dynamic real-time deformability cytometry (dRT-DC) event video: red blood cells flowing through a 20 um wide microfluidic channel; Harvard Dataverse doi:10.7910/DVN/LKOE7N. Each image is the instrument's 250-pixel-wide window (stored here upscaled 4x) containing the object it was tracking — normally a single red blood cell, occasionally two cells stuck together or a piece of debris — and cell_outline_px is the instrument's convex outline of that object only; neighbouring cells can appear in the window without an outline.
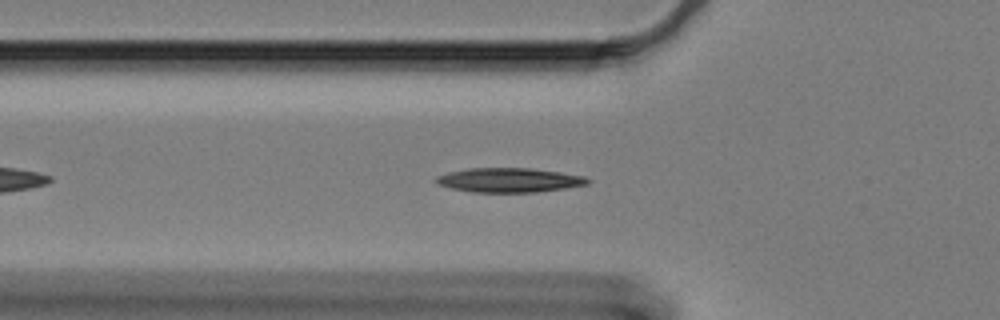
{"species": "Egyptian fruit bat (a non-hibernating species)", "species_latin": "Rousettus aegyptiacus", "temperature_condition": "cold", "stored_images_in_passage": 44, "camera_frame_rate_fps": 3000, "um_per_image_px": 0.085, "animal": {"sex": "female"}, "frame": {"image": 1, "passage_image": 9, "time_ms": 2.667, "image_size_px": [1000, 320], "cell_outline_px": [[592, 180], [588, 184], [564, 188], [536, 192], [472, 192], [452, 188], [440, 184], [436, 180], [436, 176], [448, 172], [468, 168], [528, 168], [560, 172], [584, 176]], "centroid_in_image_um": [43.3, 15.3], "position_along_channel_um": 82.5, "area_um2": 21.33}}
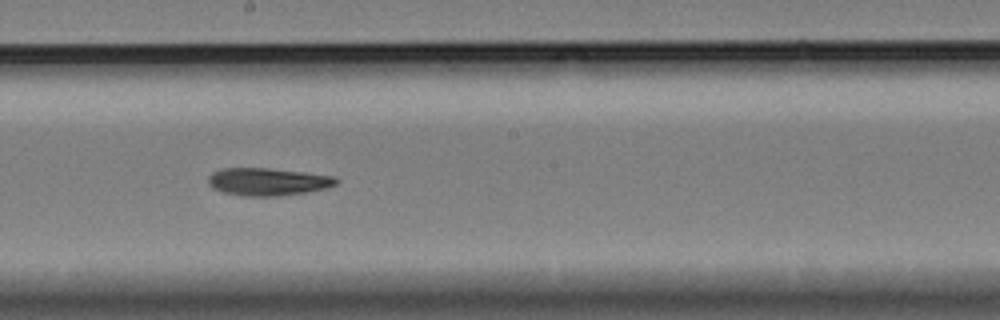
{"frame": {"image": 2, "passage_image": 22, "time_ms": 7.0, "image_size_px": [1000, 320], "cell_outline_px": [[340, 180], [336, 184], [328, 188], [308, 192], [280, 196], [244, 196], [224, 192], [212, 188], [208, 184], [208, 176], [212, 172], [224, 168], [268, 168], [304, 172], [336, 176]], "centroid_in_image_um": [22.8, 15.45], "position_along_channel_um": 225.4, "area_um2": 20.81}}
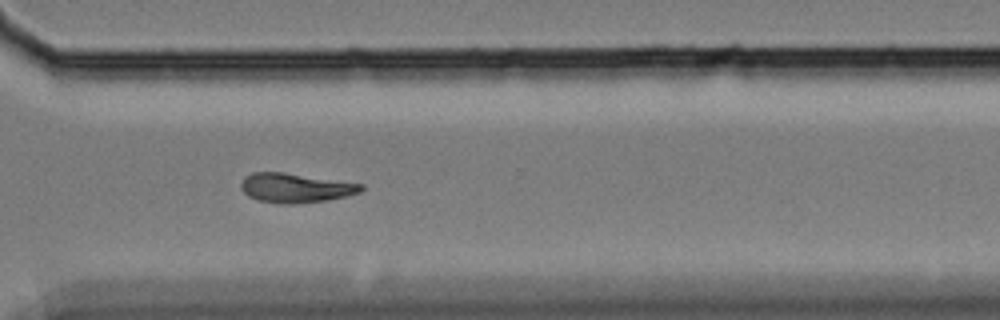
{"frame": {"image": 3, "passage_image": 33, "time_ms": 10.667, "image_size_px": [1000, 320], "cell_outline_px": [[364, 188], [360, 192], [348, 196], [328, 200], [288, 204], [280, 204], [260, 200], [248, 196], [240, 188], [240, 184], [244, 176], [252, 172], [284, 172], [364, 184]], "centroid_in_image_um": [25.11, 15.96], "position_along_channel_um": 345.5, "area_um2": 20.63}}